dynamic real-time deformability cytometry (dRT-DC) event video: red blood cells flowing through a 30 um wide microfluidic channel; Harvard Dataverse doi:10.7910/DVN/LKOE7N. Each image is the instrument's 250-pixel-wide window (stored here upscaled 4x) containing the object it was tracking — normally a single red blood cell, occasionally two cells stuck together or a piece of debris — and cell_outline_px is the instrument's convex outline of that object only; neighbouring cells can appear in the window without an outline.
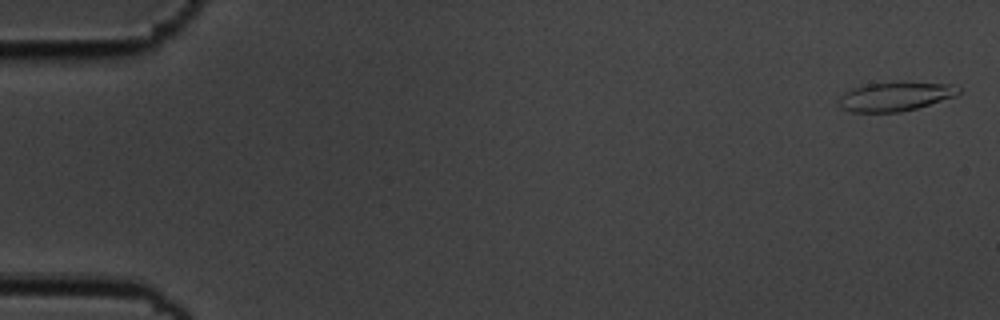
{"species": "common noctule bat (a hibernating species)", "species_latin": "Nyctalus noctula", "temperature_condition": "cold", "stored_images_in_passage": 55, "camera_frame_rate_fps": 3000, "um_per_image_px": 0.085, "animal": {"sex": "male", "body_mass_g": 19.5, "forearm_length_mm": 54.6}, "frame": {"image": 1, "passage_image": 2, "time_ms": 0.333, "image_size_px": [1000, 320], "cell_outline_px": [[960, 92], [956, 96], [916, 108], [900, 112], [852, 112], [840, 108], [836, 100], [844, 92], [852, 88], [868, 84], [904, 80], [948, 84], [960, 88]], "centroid_in_image_um": [76.06, 8.18], "position_along_channel_um": 8.9, "area_um2": 20.75}}
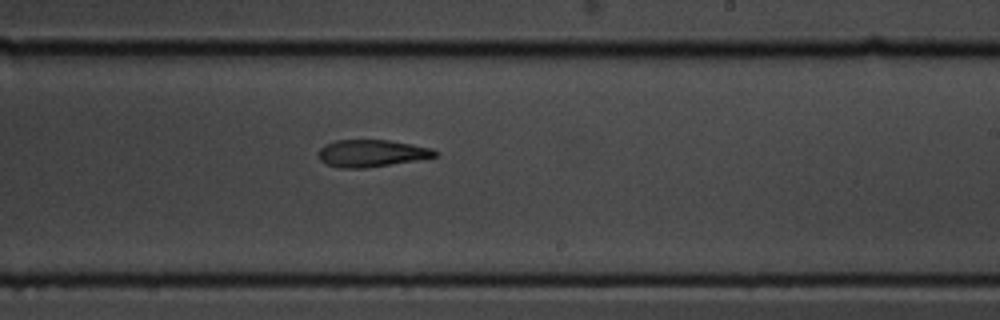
{"frame": {"image": 2, "passage_image": 34, "time_ms": 11.0, "image_size_px": [1000, 320], "cell_outline_px": [[440, 156], [416, 160], [364, 168], [340, 168], [328, 164], [320, 160], [320, 148], [324, 144], [336, 140], [388, 140], [432, 148]], "centroid_in_image_um": [31.59, 13.02], "position_along_channel_um": 257.4, "area_um2": 18.21}}
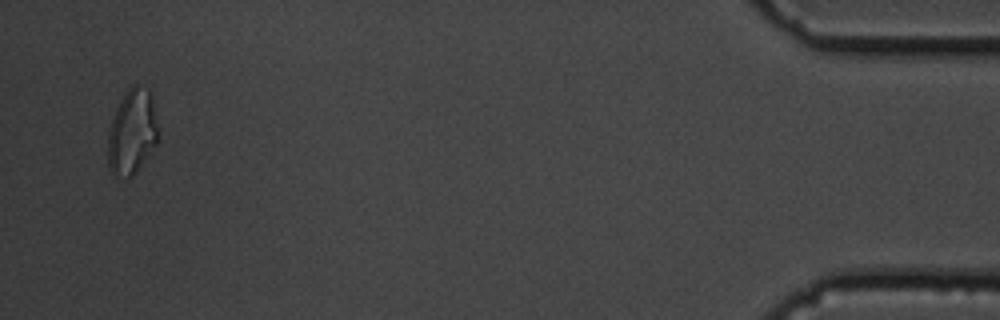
{"frame": {"image": 3, "passage_image": 54, "time_ms": 17.667, "image_size_px": [1000, 320], "cell_outline_px": [[160, 136], [156, 144], [136, 172], [132, 176], [116, 176], [108, 168], [108, 132], [116, 108], [124, 92], [132, 84], [136, 84], [148, 88], [152, 92]], "centroid_in_image_um": [11.26, 11.16], "position_along_channel_um": 423.9, "area_um2": 25.32}, "authors_computed_cell_mechanics": {"area_um2": 19.652, "velocity_mm_per_s": 3.671, "shape_relaxation_time_tau1_ms": 8.917, "shape_relaxation_time_tau2_ms": null, "deformation_change_tau1": 0.2289, "deformation_change_tau2": null}}